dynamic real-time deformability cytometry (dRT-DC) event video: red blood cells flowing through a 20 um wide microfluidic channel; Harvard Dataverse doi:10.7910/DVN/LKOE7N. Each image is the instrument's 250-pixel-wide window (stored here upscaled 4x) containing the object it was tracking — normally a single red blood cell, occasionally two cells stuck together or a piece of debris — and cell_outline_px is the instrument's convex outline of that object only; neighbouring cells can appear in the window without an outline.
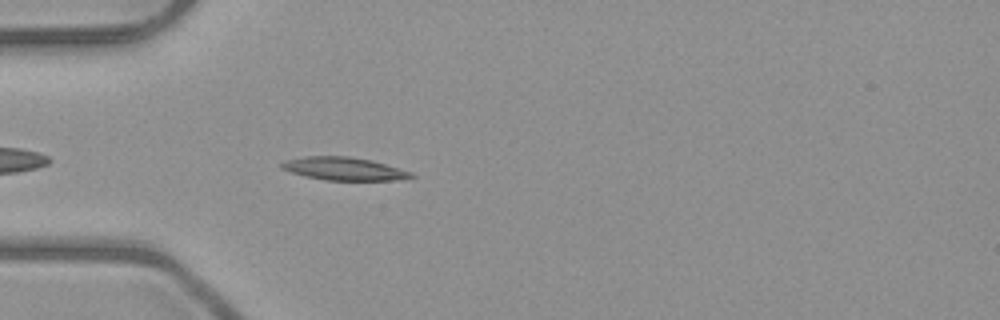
{"species": "common noctule bat (a hibernating species)", "species_latin": "Nyctalus noctula", "temperature_condition": "room temperature", "stored_images_in_passage": 3, "camera_frame_rate_fps": 3000, "um_per_image_px": 0.085, "animal": {"sex": "male", "body_mass_g": 23.1, "forearm_length_mm": 52.7}, "frame": {"image": 1, "passage_image": 3, "time_ms": 3.0, "image_size_px": [1000, 320], "cell_outline_px": [[416, 176], [392, 180], [324, 180], [304, 176], [280, 168], [280, 164], [288, 160], [304, 156], [348, 156], [372, 160], [412, 172]], "centroid_in_image_um": [29.22, 14.34], "position_along_channel_um": 55.8, "area_um2": 17.22}}